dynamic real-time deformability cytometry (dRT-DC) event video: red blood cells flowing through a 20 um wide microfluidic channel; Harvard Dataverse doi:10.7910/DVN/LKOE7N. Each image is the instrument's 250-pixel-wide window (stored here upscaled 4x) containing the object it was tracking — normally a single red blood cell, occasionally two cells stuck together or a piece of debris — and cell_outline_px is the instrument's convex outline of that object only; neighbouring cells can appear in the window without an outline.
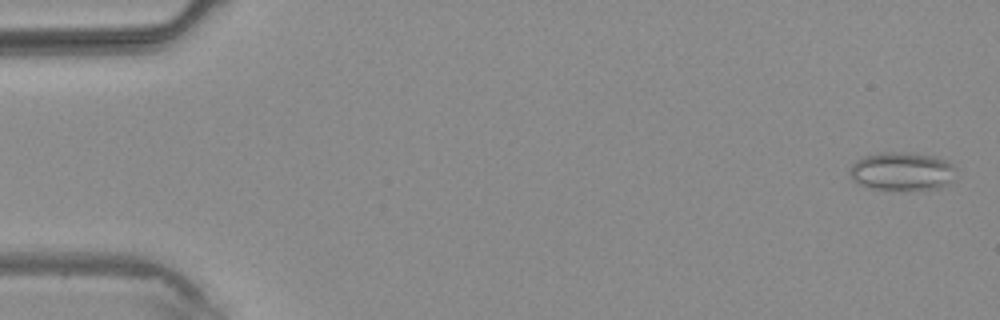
{"species": "common noctule bat (a hibernating species)", "species_latin": "Nyctalus noctula", "temperature_condition": "warm", "stored_images_in_passage": 4, "camera_frame_rate_fps": 3000, "um_per_image_px": 0.085, "animal": {"sex": "male", "body_mass_g": 20.4}, "frame": {"image": 1, "passage_image": 1, "time_ms": 0.0, "image_size_px": [1000, 320], "cell_outline_px": [[956, 168], [952, 180], [948, 184], [940, 188], [920, 192], [872, 188], [860, 184], [852, 180], [848, 172], [852, 164], [856, 160], [864, 156], [880, 152], [912, 152], [932, 156], [944, 160], [952, 164]], "centroid_in_image_um": [76.68, 14.59], "position_along_channel_um": 8.3, "area_um2": 24.39}}